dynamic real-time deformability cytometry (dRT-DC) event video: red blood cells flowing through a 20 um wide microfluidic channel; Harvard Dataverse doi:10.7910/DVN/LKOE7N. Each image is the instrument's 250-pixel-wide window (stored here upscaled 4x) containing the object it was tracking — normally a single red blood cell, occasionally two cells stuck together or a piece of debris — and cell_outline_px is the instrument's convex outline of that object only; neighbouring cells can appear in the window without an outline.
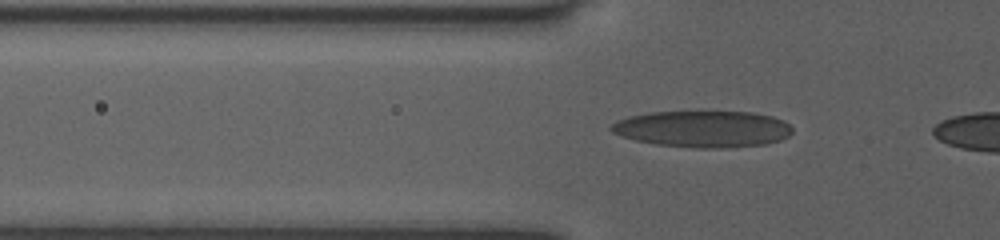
{"species": "human", "species_latin": "Homo sapiens", "temperature_condition": "room temperature", "stored_images_in_passage": 11, "camera_frame_rate_fps": 3000, "um_per_image_px": 0.085, "donor": {"sex": "female"}, "frame": {"image": 1, "passage_image": 8, "time_ms": 2.667, "image_size_px": [1000, 240], "cell_outline_px": [[792, 132], [788, 136], [780, 140], [764, 144], [720, 148], [696, 148], [656, 144], [636, 140], [612, 132], [608, 128], [616, 120], [628, 116], [652, 112], [700, 108], [752, 112], [772, 116], [784, 120], [792, 128]], "centroid_in_image_um": [59.74, 10.9], "position_along_channel_um": 66.1, "area_um2": 39.88}}